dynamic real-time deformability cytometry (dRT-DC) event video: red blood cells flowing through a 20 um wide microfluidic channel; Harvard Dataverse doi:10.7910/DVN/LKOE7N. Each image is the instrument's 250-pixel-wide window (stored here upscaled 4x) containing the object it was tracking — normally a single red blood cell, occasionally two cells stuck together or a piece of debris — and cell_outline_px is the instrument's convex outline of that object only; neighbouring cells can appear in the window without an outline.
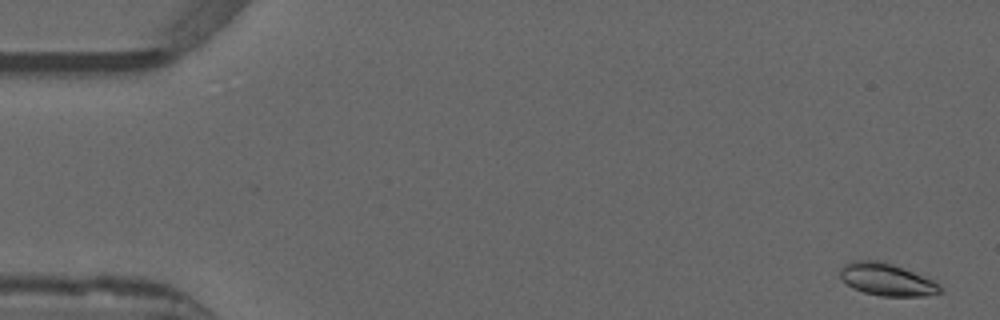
{"species": "common noctule bat (a hibernating species)", "species_latin": "Nyctalus noctula", "temperature_condition": "warm", "stored_images_in_passage": 53, "camera_frame_rate_fps": 3000, "um_per_image_px": 0.085, "animal": {"sex": "male", "forearm_length_mm": 52.5}, "frame": {"image": 1, "passage_image": 2, "time_ms": 0.333, "image_size_px": [1000, 320], "cell_outline_px": [[944, 292], [924, 296], [880, 296], [864, 292], [852, 288], [840, 276], [840, 268], [844, 264], [852, 260], [880, 260], [904, 268], [932, 280], [940, 284], [944, 288]], "centroid_in_image_um": [75.4, 23.76], "position_along_channel_um": 9.6, "area_um2": 18.96}}
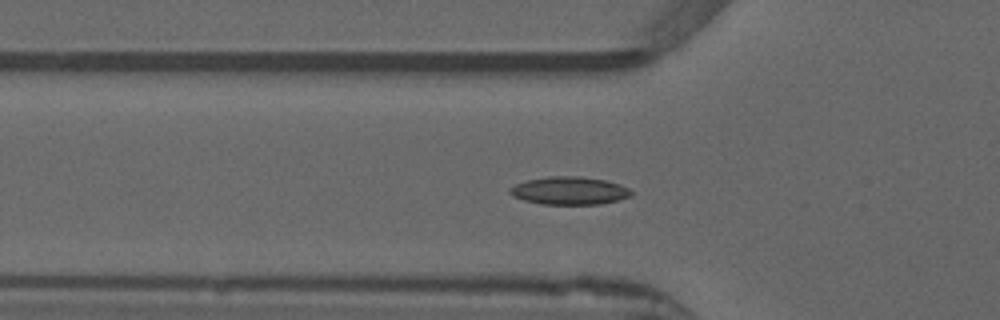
{"frame": {"image": 2, "passage_image": 18, "time_ms": 5.667, "image_size_px": [1000, 320], "cell_outline_px": [[632, 196], [600, 204], [540, 204], [524, 200], [512, 196], [508, 192], [508, 188], [516, 184], [528, 180], [548, 176], [580, 176], [604, 180], [620, 184], [628, 188], [632, 192]], "centroid_in_image_um": [48.37, 16.21], "position_along_channel_um": 77.4, "area_um2": 19.71}}
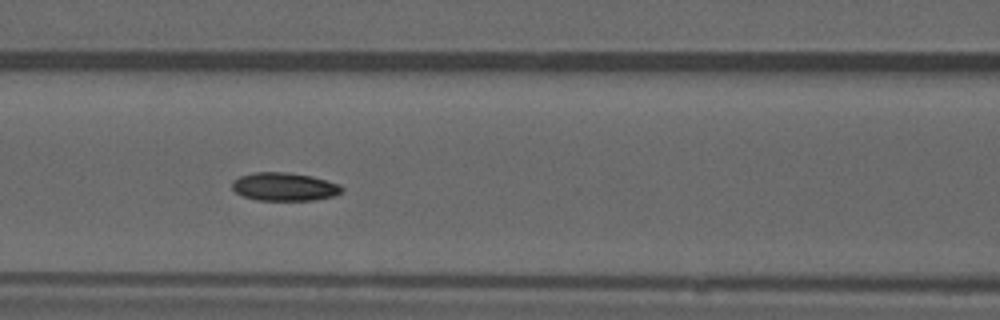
{"frame": {"image": 3, "passage_image": 23, "time_ms": 7.333, "image_size_px": [1000, 320], "cell_outline_px": [[344, 192], [332, 196], [312, 200], [256, 200], [244, 196], [236, 192], [232, 188], [232, 180], [240, 176], [252, 172], [288, 172], [312, 176], [328, 180], [340, 184], [344, 188]], "centroid_in_image_um": [24.19, 15.86], "position_along_channel_um": 142.4, "area_um2": 18.21}, "authors_computed_cell_mechanics": {"area_um2": 17.9758, "velocity_mm_per_s": 3.8656, "shape_relaxation_time_tau1_ms": 7.0986, "shape_relaxation_time_tau2_ms": 4.4657, "deformation_change_tau1": 0.1453, "deformation_change_tau2": 0.0776}}